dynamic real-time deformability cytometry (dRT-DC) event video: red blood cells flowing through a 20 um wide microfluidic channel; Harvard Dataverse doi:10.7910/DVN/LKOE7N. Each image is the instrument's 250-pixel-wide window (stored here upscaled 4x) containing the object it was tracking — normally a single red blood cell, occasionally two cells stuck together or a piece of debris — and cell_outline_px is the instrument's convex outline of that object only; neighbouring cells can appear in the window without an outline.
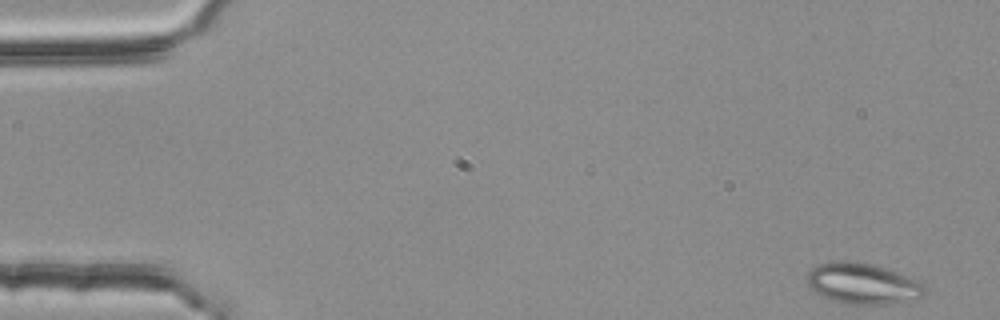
{"species": "common noctule bat (a hibernating species)", "species_latin": "Nyctalus noctula", "temperature_condition": "room temperature", "stored_images_in_passage": 3, "camera_frame_rate_fps": 3000, "um_per_image_px": 0.085, "animal": {"sex": "female", "body_mass_g": 25.1}, "frame": {"image": 1, "passage_image": 1, "time_ms": 0.0, "image_size_px": [1000, 320], "cell_outline_px": [[928, 292], [924, 296], [916, 300], [884, 304], [848, 304], [832, 300], [808, 288], [808, 272], [812, 268], [820, 264], [832, 260], [840, 260], [868, 264], [884, 268], [916, 280], [924, 284], [928, 288]], "centroid_in_image_um": [73.36, 24.12], "position_along_channel_um": 11.6, "area_um2": 27.92}}